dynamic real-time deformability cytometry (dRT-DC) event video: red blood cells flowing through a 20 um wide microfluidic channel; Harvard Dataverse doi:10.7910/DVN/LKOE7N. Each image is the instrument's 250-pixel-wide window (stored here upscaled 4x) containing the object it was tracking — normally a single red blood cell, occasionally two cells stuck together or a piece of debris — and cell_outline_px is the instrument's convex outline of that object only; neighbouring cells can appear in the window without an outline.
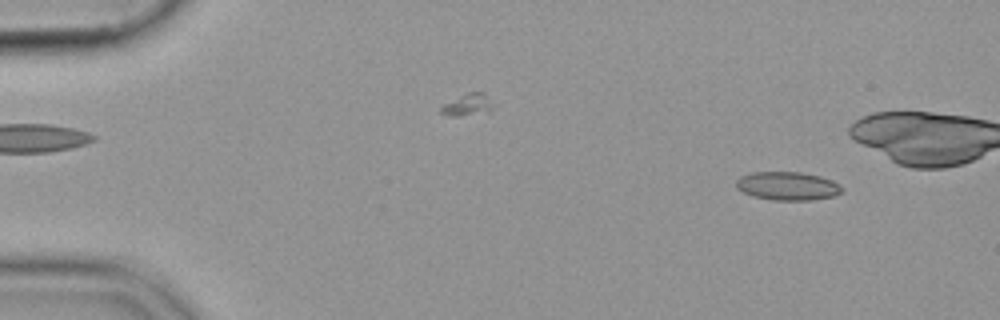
{"species": "common noctule bat (a hibernating species)", "species_latin": "Nyctalus noctula", "temperature_condition": "cold", "stored_images_in_passage": 44, "segment_of_instrument_passage": [1, 2], "camera_frame_rate_fps": 3000, "um_per_image_px": 0.085, "animal": {"sex": "female", "body_mass_g": 19.9}, "frame": {"image": 1, "passage_image": 5, "time_ms": 1.333, "image_size_px": [1000, 320], "cell_outline_px": [[844, 192], [832, 196], [812, 200], [772, 200], [752, 196], [736, 188], [736, 180], [740, 176], [752, 172], [800, 172], [820, 176], [832, 180], [840, 184], [844, 188]], "centroid_in_image_um": [66.96, 15.81], "position_along_channel_um": 18.0, "area_um2": 17.69}}
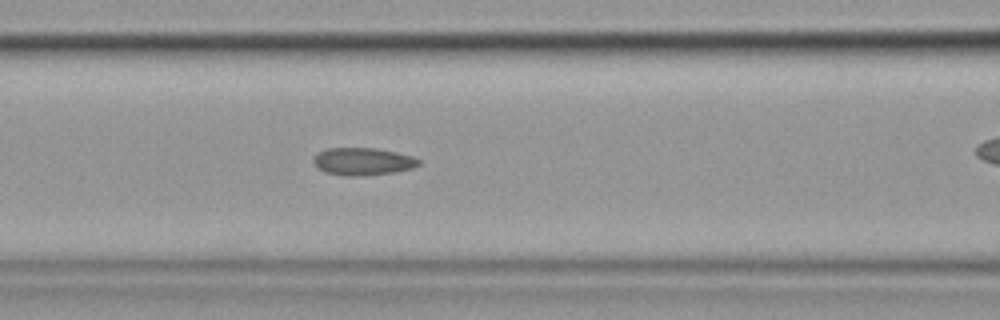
{"frame": {"image": 2, "passage_image": 23, "time_ms": 7.333, "image_size_px": [1000, 320], "cell_outline_px": [[420, 164], [412, 168], [396, 172], [360, 176], [344, 176], [324, 172], [316, 168], [312, 164], [312, 156], [316, 152], [328, 148], [376, 148], [396, 152], [412, 156], [420, 160]], "centroid_in_image_um": [30.77, 13.73], "position_along_channel_um": 135.8, "area_um2": 17.22}}
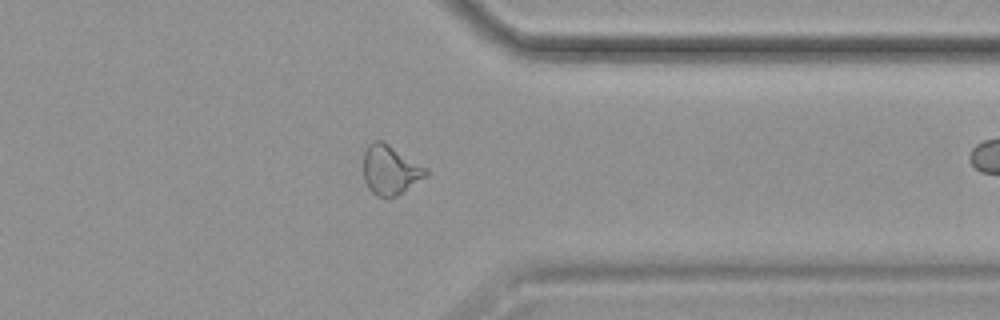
{"frame": {"image": 3, "passage_image": 43, "time_ms": 14.0, "image_size_px": [1000, 320], "cell_outline_px": [[428, 172], [424, 176], [396, 196], [388, 200], [376, 196], [368, 188], [364, 180], [364, 148], [372, 140], [384, 140], [428, 168]], "centroid_in_image_um": [33.13, 14.42], "position_along_channel_um": 378.3, "area_um2": 18.26}}